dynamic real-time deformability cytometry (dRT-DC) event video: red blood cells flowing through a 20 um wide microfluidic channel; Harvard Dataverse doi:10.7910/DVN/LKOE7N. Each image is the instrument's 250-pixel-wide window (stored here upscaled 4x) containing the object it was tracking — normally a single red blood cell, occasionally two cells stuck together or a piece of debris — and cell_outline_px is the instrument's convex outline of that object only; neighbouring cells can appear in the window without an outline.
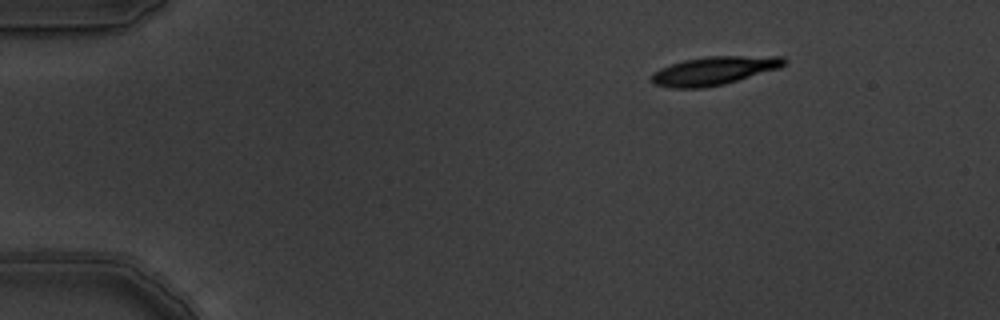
{"species": "common noctule bat (a hibernating species)", "species_latin": "Nyctalus noctula", "temperature_condition": "warm", "stored_images_in_passage": 4, "camera_frame_rate_fps": 3000, "um_per_image_px": 0.085, "animal": {"sex": "male", "body_mass_g": 19.5, "forearm_length_mm": 54.6}, "frame": {"image": 1, "passage_image": 1, "time_ms": 0.0, "image_size_px": [1000, 320], "cell_outline_px": [[788, 64], [780, 68], [724, 84], [704, 88], [672, 88], [652, 84], [652, 76], [660, 68], [684, 60], [708, 56], [784, 56], [788, 60]], "centroid_in_image_um": [60.76, 6.01], "position_along_channel_um": 24.2, "area_um2": 22.02}}
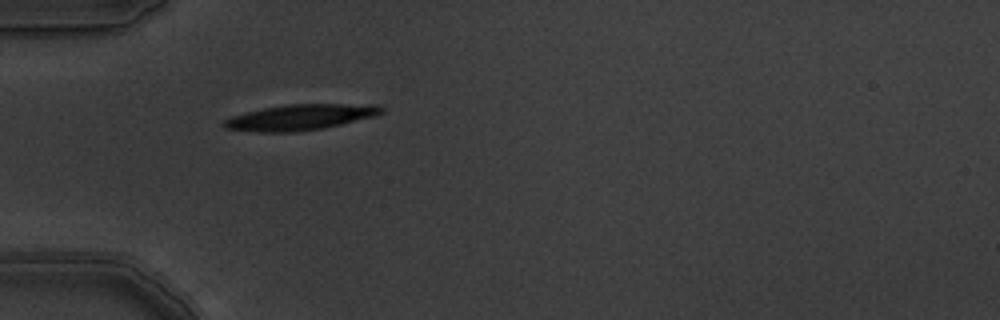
{"frame": {"image": 2, "passage_image": 4, "time_ms": 1.0, "image_size_px": [1000, 320], "cell_outline_px": [[384, 112], [376, 116], [324, 128], [296, 132], [260, 132], [224, 128], [220, 124], [224, 120], [232, 116], [264, 108], [288, 104], [380, 104], [384, 108]], "centroid_in_image_um": [25.58, 9.96], "position_along_channel_um": 59.4, "area_um2": 23.7}}